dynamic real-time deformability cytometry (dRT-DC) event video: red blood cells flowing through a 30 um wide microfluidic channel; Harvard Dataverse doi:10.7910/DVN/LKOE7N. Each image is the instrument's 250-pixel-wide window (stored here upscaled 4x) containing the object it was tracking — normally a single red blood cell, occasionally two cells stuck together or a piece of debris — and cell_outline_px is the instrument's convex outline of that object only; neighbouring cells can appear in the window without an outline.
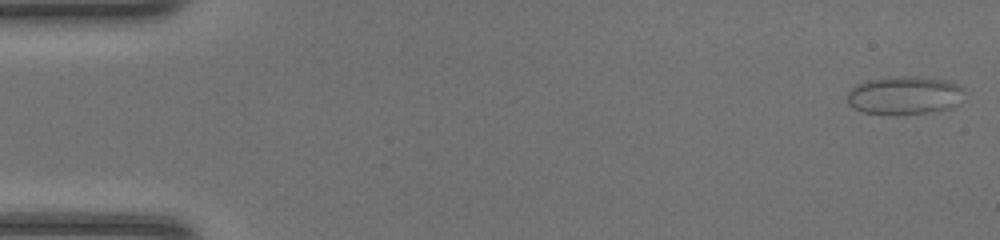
{"species": "common noctule bat (a hibernating species)", "species_latin": "Nyctalus noctula", "temperature_condition": "room temperature", "stored_images_in_passage": 47, "camera_frame_rate_fps": 3000, "um_per_image_px": 0.085, "animal": {"sex": "female", "body_mass_g": 20.0, "forearm_length_mm": 54.0}, "frame": {"image": 1, "passage_image": 1, "time_ms": 0.0, "image_size_px": [1000, 240], "cell_outline_px": [[964, 100], [956, 108], [936, 112], [864, 112], [852, 108], [848, 104], [848, 92], [856, 84], [868, 80], [896, 76], [920, 76], [952, 80], [960, 84], [964, 88]], "centroid_in_image_um": [77.02, 8.06], "position_along_channel_um": 8.0, "area_um2": 26.36}}
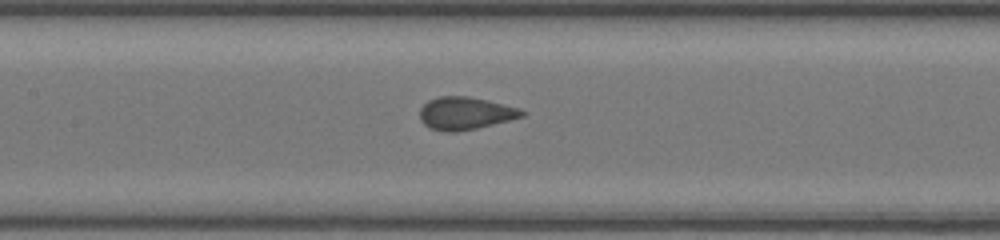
{"frame": {"image": 2, "passage_image": 22, "time_ms": 7.0, "image_size_px": [1000, 240], "cell_outline_px": [[528, 112], [524, 116], [476, 128], [456, 132], [444, 132], [428, 128], [420, 120], [420, 108], [428, 100], [440, 96], [468, 96], [488, 100], [520, 108]], "centroid_in_image_um": [39.54, 9.63], "position_along_channel_um": 167.9, "area_um2": 19.54}}
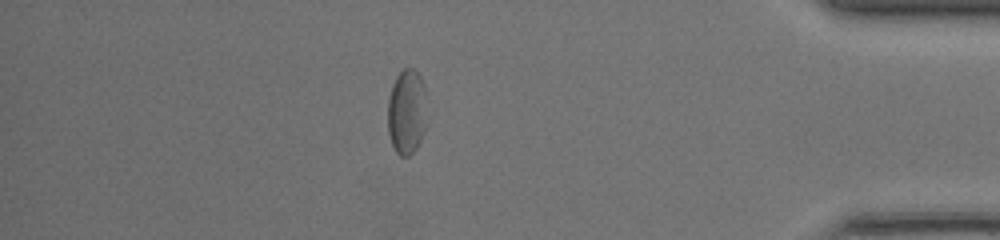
{"frame": {"image": 3, "passage_image": 41, "time_ms": 13.333, "image_size_px": [1000, 240], "cell_outline_px": [[424, 132], [416, 148], [408, 156], [400, 156], [396, 152], [392, 144], [388, 132], [388, 100], [392, 84], [396, 76], [404, 68], [412, 68], [420, 76], [424, 84]], "centroid_in_image_um": [34.53, 9.5], "position_along_channel_um": 400.7, "area_um2": 19.07}, "authors_computed_cell_mechanics": {"area_um2": 19.5364, "velocity_mm_per_s": 4.3169, "shape_relaxation_time_tau1_ms": 2.8656, "shape_relaxation_time_tau2_ms": null, "deformation_change_tau1": 0.0912, "deformation_change_tau2": null}}